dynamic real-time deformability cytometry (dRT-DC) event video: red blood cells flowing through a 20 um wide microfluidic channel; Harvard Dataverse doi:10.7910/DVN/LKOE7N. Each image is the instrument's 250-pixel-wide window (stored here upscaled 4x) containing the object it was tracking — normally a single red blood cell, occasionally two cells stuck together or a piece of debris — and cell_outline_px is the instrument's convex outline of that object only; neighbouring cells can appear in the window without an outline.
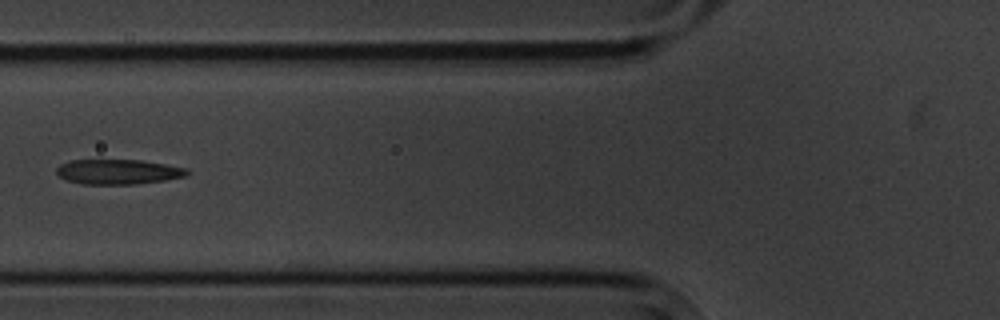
{"species": "common noctule bat (a hibernating species)", "species_latin": "Nyctalus noctula", "temperature_condition": "cold", "stored_images_in_passage": 5, "camera_frame_rate_fps": 3000, "um_per_image_px": 0.085, "animal": {"sex": "male", "body_mass_g": 20.1, "forearm_length_mm": 53.5}, "frame": {"image": 1, "passage_image": 5, "time_ms": 4.667, "image_size_px": [1000, 320], "cell_outline_px": [[192, 172], [184, 176], [164, 180], [136, 184], [84, 184], [64, 180], [56, 172], [56, 168], [60, 164], [72, 160], [140, 160], [188, 168]], "centroid_in_image_um": [10.04, 14.6], "position_along_channel_um": 115.8, "area_um2": 18.96}}